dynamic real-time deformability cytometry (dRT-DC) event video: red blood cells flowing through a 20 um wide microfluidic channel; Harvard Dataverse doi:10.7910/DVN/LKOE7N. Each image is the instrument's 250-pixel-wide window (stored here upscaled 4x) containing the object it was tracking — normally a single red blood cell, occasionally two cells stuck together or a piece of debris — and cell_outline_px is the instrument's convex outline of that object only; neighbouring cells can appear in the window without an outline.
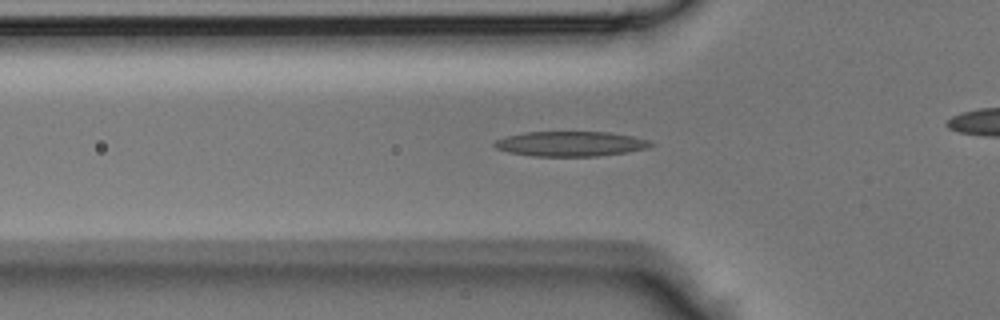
{"species": "Egyptian fruit bat (a non-hibernating species)", "species_latin": "Rousettus aegyptiacus", "temperature_condition": "room temperature", "stored_images_in_passage": 31, "camera_frame_rate_fps": 3000, "um_per_image_px": 0.085, "animal": {"sex": "male"}, "frame": {"image": 1, "passage_image": 8, "time_ms": 2.333, "image_size_px": [1000, 320], "cell_outline_px": [[656, 144], [648, 148], [628, 152], [596, 156], [532, 156], [508, 152], [496, 148], [492, 144], [496, 140], [508, 136], [524, 132], [608, 132], [632, 136], [648, 140]], "centroid_in_image_um": [48.51, 12.23], "position_along_channel_um": 77.3, "area_um2": 22.72}}
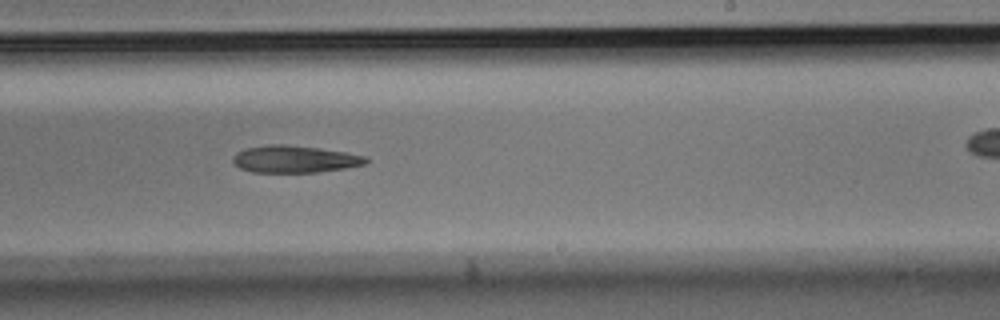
{"frame": {"image": 2, "passage_image": 20, "time_ms": 6.333, "image_size_px": [1000, 320], "cell_outline_px": [[368, 164], [320, 172], [252, 172], [240, 168], [232, 160], [232, 156], [236, 152], [244, 148], [268, 144], [284, 144], [320, 148], [368, 156]], "centroid_in_image_um": [25.05, 13.52], "position_along_channel_um": 264.0, "area_um2": 21.21}}
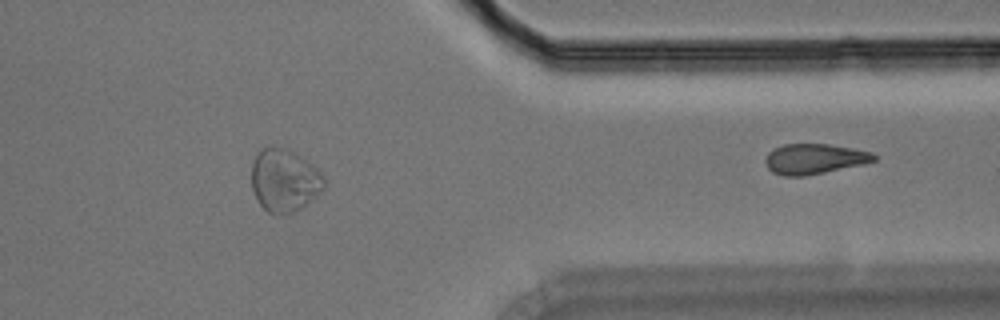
{"frame": {"image": 3, "passage_image": 29, "time_ms": 9.333, "image_size_px": [1000, 320], "cell_outline_px": [[324, 188], [320, 192], [300, 208], [292, 212], [280, 216], [268, 212], [256, 200], [252, 188], [252, 164], [256, 152], [260, 148], [284, 148], [300, 156], [316, 168], [324, 176]], "centroid_in_image_um": [24.14, 15.35], "position_along_channel_um": 387.3, "area_um2": 26.3}}